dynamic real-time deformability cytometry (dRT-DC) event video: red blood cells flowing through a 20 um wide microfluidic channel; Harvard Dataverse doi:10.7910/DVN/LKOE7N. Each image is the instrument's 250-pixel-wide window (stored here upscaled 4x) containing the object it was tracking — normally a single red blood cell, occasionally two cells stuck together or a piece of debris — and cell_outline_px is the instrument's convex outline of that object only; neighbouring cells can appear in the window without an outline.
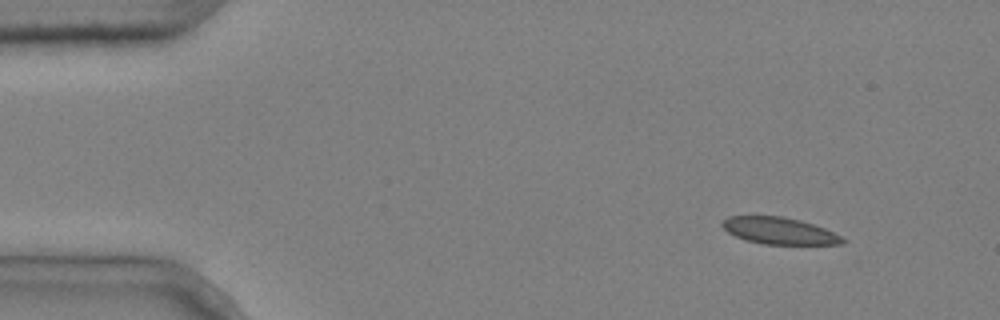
{"species": "common noctule bat (a hibernating species)", "species_latin": "Nyctalus noctula", "temperature_condition": "cold", "stored_images_in_passage": 10, "camera_frame_rate_fps": 3000, "um_per_image_px": 0.085, "animal": {"sex": "male", "body_mass_g": 20.4}, "frame": {"image": 1, "passage_image": 1, "time_ms": 0.0, "image_size_px": [1000, 320], "cell_outline_px": [[848, 240], [844, 244], [764, 244], [744, 240], [728, 232], [720, 224], [728, 216], [784, 216], [800, 220], [824, 228]], "centroid_in_image_um": [66.24, 19.62], "position_along_channel_um": 18.8, "area_um2": 18.73}}
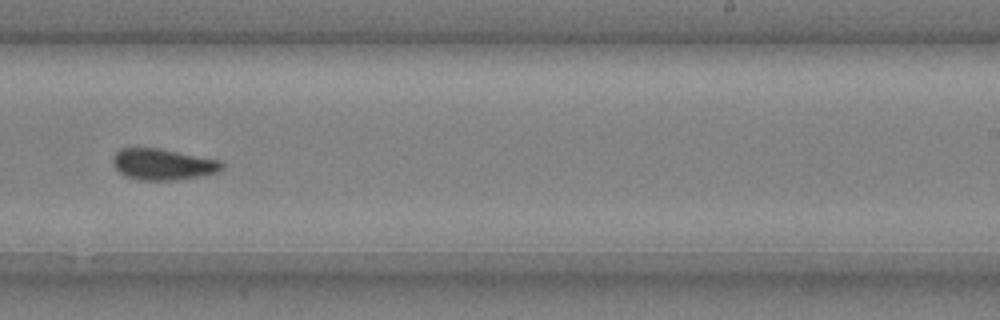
{"frame": {"image": 2, "passage_image": 9, "time_ms": 2.667, "image_size_px": [1000, 320], "cell_outline_px": [[224, 168], [216, 172], [196, 176], [172, 180], [140, 180], [124, 176], [112, 164], [112, 156], [120, 148], [160, 148], [220, 160], [224, 164]], "centroid_in_image_um": [13.8, 13.95], "position_along_channel_um": 275.2, "area_um2": 19.77}}
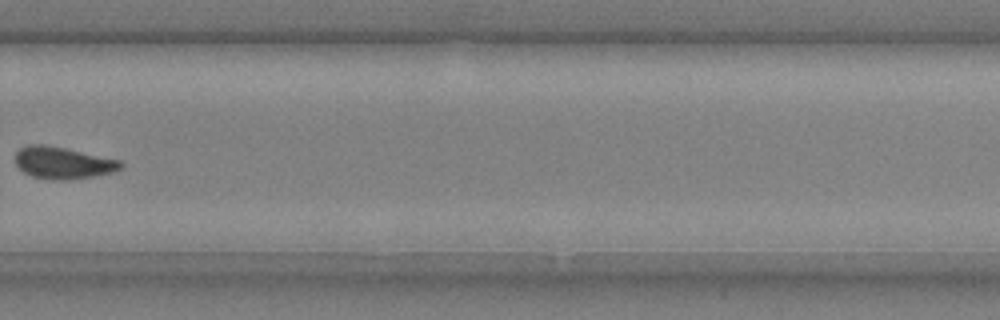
{"frame": {"image": 3, "passage_image": 10, "time_ms": 3.0, "image_size_px": [1000, 320], "cell_outline_px": [[124, 164], [120, 168], [112, 172], [92, 176], [68, 180], [52, 180], [32, 176], [24, 172], [16, 164], [16, 152], [20, 148], [28, 144], [44, 144], [64, 148], [120, 160]], "centroid_in_image_um": [5.32, 13.84], "position_along_channel_um": 324.5, "area_um2": 19.42}}